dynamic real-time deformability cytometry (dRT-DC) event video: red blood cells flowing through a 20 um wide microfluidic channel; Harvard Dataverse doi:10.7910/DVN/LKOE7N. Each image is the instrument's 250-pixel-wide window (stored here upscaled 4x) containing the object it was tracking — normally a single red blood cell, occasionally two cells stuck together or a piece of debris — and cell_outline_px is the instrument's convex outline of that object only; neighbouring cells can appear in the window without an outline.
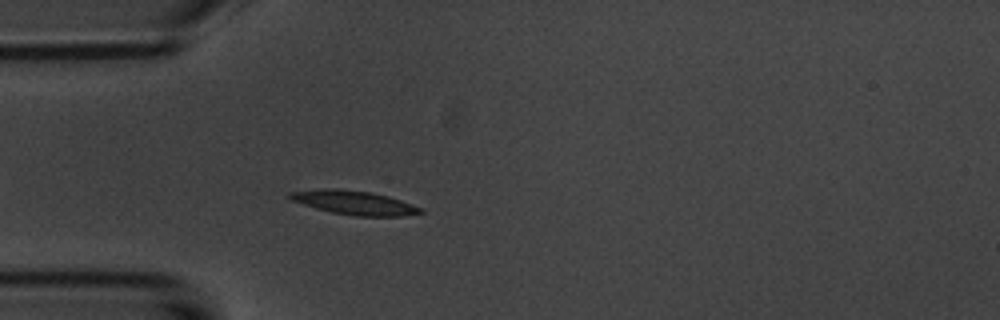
{"species": "common noctule bat (a hibernating species)", "species_latin": "Nyctalus noctula", "temperature_condition": "room temperature", "stored_images_in_passage": 6, "camera_frame_rate_fps": 3000, "um_per_image_px": 0.085, "animal": {"sex": "male", "body_mass_g": 20.1, "forearm_length_mm": 53.5}, "frame": {"image": 1, "passage_image": 6, "time_ms": 6.667, "image_size_px": [1000, 320], "cell_outline_px": [[424, 212], [400, 216], [356, 216], [332, 212], [316, 208], [292, 200], [288, 196], [288, 192], [324, 188], [336, 188], [372, 192], [388, 196], [424, 208]], "centroid_in_image_um": [30.13, 17.21], "position_along_channel_um": 54.9, "area_um2": 18.15}}